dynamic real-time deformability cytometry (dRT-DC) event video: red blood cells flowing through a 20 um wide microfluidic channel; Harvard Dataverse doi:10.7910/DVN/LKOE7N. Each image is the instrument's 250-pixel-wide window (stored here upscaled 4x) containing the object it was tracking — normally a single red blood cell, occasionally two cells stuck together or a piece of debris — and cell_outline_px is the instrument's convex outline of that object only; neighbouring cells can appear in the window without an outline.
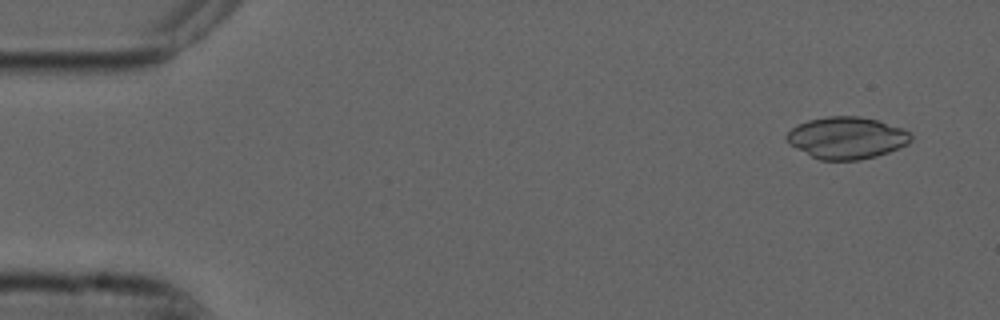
{"species": "common noctule bat (a hibernating species)", "species_latin": "Nyctalus noctula", "temperature_condition": "cold", "stored_images_in_passage": 53, "camera_frame_rate_fps": 3000, "um_per_image_px": 0.085, "animal": {"sex": "male", "forearm_length_mm": 52.5}, "frame": {"image": 1, "passage_image": 3, "time_ms": 0.667, "image_size_px": [1000, 320], "cell_outline_px": [[912, 140], [908, 144], [888, 152], [876, 156], [860, 160], [820, 160], [788, 144], [784, 136], [796, 124], [808, 120], [828, 116], [860, 116], [880, 120], [900, 128], [908, 132], [912, 136]], "centroid_in_image_um": [71.95, 11.71], "position_along_channel_um": 13.1, "area_um2": 30.46}}